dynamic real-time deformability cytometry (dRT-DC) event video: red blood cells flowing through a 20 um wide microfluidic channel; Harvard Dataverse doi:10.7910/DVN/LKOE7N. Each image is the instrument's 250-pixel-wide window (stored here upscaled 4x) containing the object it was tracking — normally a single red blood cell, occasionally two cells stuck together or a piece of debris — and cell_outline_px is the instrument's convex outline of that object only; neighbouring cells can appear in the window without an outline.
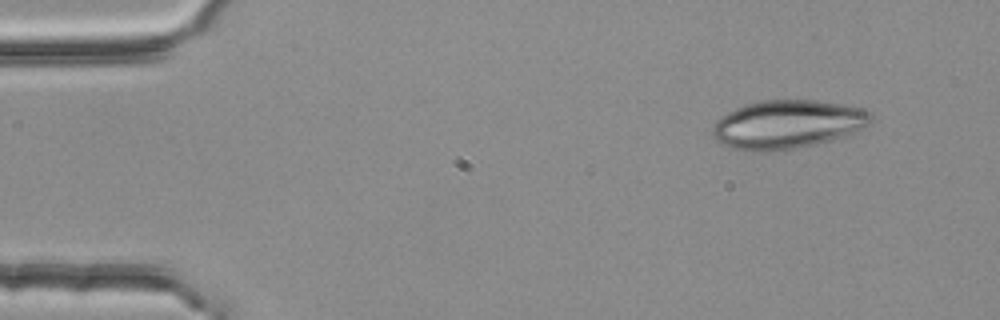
{"species": "common noctule bat (a hibernating species)", "species_latin": "Nyctalus noctula", "temperature_condition": "room temperature", "stored_images_in_passage": 3, "camera_frame_rate_fps": 3000, "um_per_image_px": 0.085, "animal": {"sex": "female", "body_mass_g": 25.1}, "frame": {"image": 1, "passage_image": 1, "time_ms": 0.0, "image_size_px": [1000, 320], "cell_outline_px": [[872, 120], [864, 128], [844, 136], [812, 144], [792, 148], [764, 152], [732, 148], [716, 140], [712, 132], [712, 124], [720, 116], [744, 104], [760, 100], [816, 100], [860, 108], [872, 112]], "centroid_in_image_um": [66.9, 10.55], "position_along_channel_um": 18.1, "area_um2": 44.45}}